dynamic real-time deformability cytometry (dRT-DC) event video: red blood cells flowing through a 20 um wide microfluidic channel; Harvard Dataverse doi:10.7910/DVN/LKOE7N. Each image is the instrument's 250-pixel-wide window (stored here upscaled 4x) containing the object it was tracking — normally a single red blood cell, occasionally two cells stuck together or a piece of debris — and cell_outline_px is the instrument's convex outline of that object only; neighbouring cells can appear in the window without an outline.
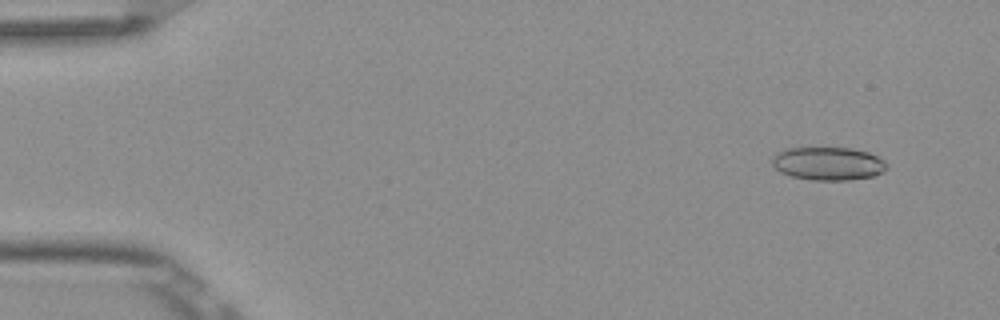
{"species": "Egyptian fruit bat (a non-hibernating species)", "species_latin": "Rousettus aegyptiacus", "temperature_condition": "room temperature", "stored_images_in_passage": 4, "camera_frame_rate_fps": 3000, "um_per_image_px": 0.085, "frame": {"image": 1, "passage_image": 1, "time_ms": 0.0, "image_size_px": [1000, 320], "cell_outline_px": [[888, 168], [884, 172], [872, 176], [848, 180], [812, 180], [792, 176], [780, 172], [772, 164], [772, 156], [776, 152], [784, 148], [852, 148], [868, 152], [884, 160], [888, 164]], "centroid_in_image_um": [70.39, 13.9], "position_along_channel_um": 14.6, "area_um2": 22.31}}
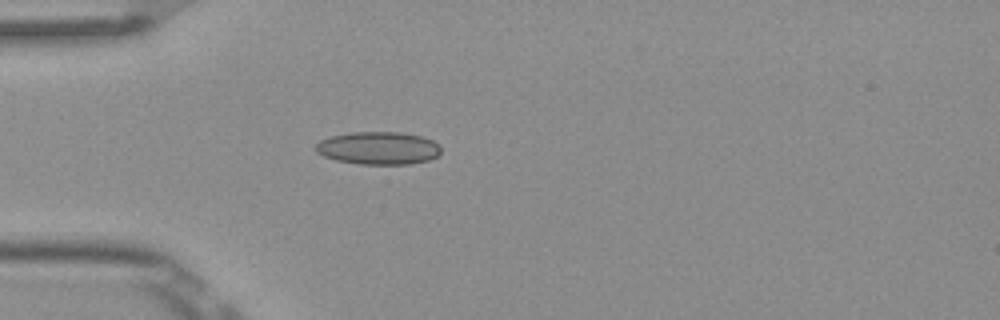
{"frame": {"image": 2, "passage_image": 4, "time_ms": 1.0, "image_size_px": [1000, 320], "cell_outline_px": [[440, 152], [436, 156], [428, 160], [408, 164], [360, 164], [336, 160], [324, 156], [316, 152], [316, 144], [320, 140], [332, 136], [352, 132], [400, 132], [420, 136], [432, 140], [440, 144]], "centroid_in_image_um": [32.16, 12.58], "position_along_channel_um": 52.8, "area_um2": 23.81}}